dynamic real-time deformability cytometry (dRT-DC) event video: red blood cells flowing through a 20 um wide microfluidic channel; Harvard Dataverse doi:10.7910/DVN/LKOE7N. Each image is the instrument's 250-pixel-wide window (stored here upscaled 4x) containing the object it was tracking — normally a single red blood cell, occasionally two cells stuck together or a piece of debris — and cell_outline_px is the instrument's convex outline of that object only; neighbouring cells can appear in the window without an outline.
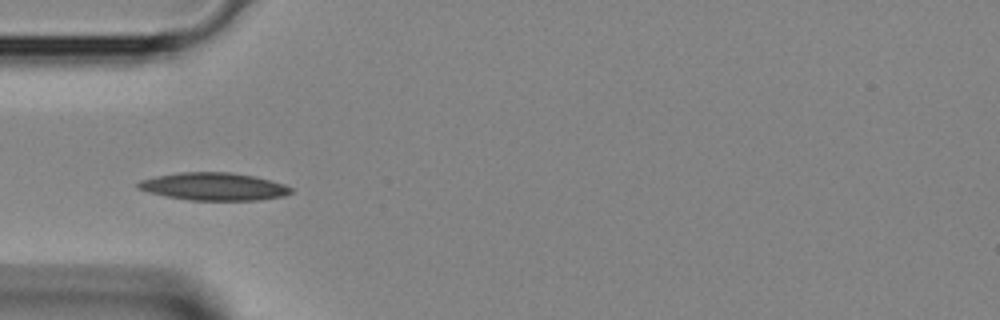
{"species": "Egyptian fruit bat (a non-hibernating species)", "species_latin": "Rousettus aegyptiacus", "temperature_condition": "room temperature", "stored_images_in_passage": 30, "camera_frame_rate_fps": 3000, "um_per_image_px": 0.085, "animal": {"sex": "female"}, "frame": {"image": 1, "passage_image": 2, "time_ms": 0.333, "image_size_px": [1000, 320], "cell_outline_px": [[292, 192], [284, 196], [260, 200], [188, 200], [148, 192], [136, 188], [136, 184], [140, 180], [156, 176], [180, 172], [228, 172], [256, 176], [284, 184], [292, 188]], "centroid_in_image_um": [18.17, 15.85], "position_along_channel_um": 66.8, "area_um2": 24.68}}
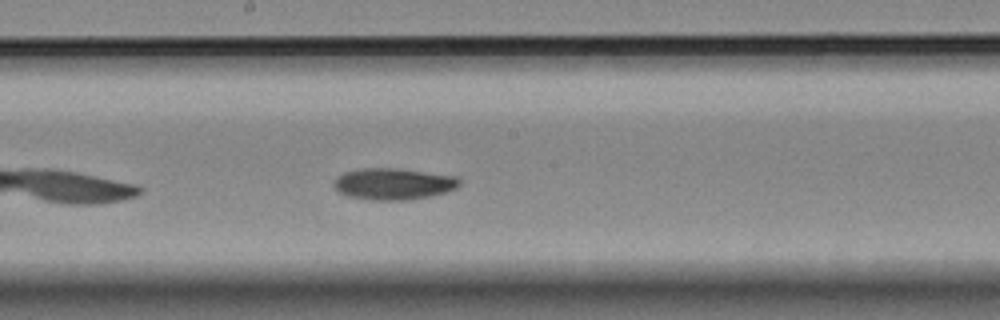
{"frame": {"image": 2, "passage_image": 11, "time_ms": 3.333, "image_size_px": [1000, 320], "cell_outline_px": [[460, 184], [456, 188], [432, 196], [408, 200], [368, 200], [348, 196], [340, 192], [332, 184], [336, 176], [344, 172], [364, 168], [396, 168], [456, 176], [460, 180]], "centroid_in_image_um": [33.42, 15.63], "position_along_channel_um": 214.8, "area_um2": 23.12}}
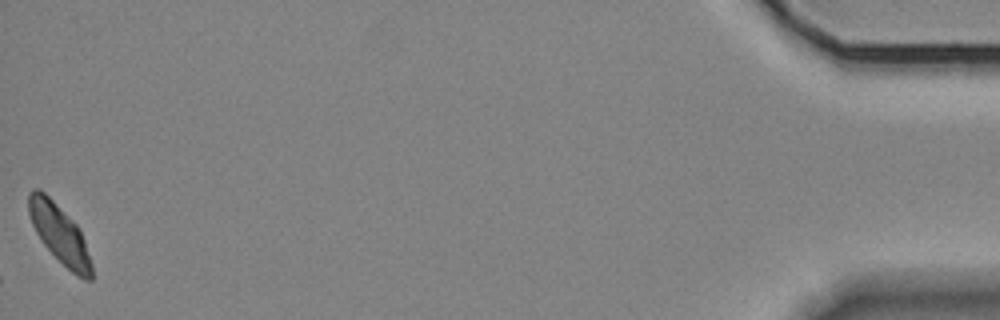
{"frame": {"image": 3, "passage_image": 30, "time_ms": 9.667, "image_size_px": [1000, 320], "cell_outline_px": [[92, 280], [84, 280], [76, 276], [44, 244], [36, 232], [32, 224], [28, 212], [28, 192], [32, 188], [40, 188], [80, 228], [92, 264]], "centroid_in_image_um": [5.06, 19.86], "position_along_channel_um": 430.1, "area_um2": 21.21}}